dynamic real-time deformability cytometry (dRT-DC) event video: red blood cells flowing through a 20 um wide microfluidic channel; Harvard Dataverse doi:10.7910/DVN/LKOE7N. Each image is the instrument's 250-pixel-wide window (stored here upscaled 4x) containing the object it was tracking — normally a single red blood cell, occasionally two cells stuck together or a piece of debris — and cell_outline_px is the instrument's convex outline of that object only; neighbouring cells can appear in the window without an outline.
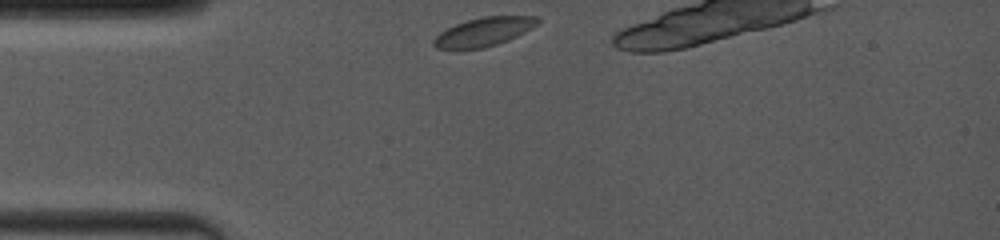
{"species": "common noctule bat (a hibernating species)", "species_latin": "Nyctalus noctula", "temperature_condition": "room temperature", "stored_images_in_passage": 7, "camera_frame_rate_fps": 4000, "um_per_image_px": 0.085, "animal": {"sex": "female", "body_mass_g": 19.0, "forearm_length_mm": 53.3}, "frame": {"image": 1, "passage_image": 1, "time_ms": 0.0, "image_size_px": [1000, 240], "cell_outline_px": [[540, 20], [536, 24], [524, 32], [508, 40], [484, 48], [456, 52], [436, 48], [432, 44], [432, 40], [440, 32], [456, 24], [468, 20], [484, 16], [540, 16]], "centroid_in_image_um": [41.04, 2.75], "position_along_channel_um": 44.0, "area_um2": 17.74}}
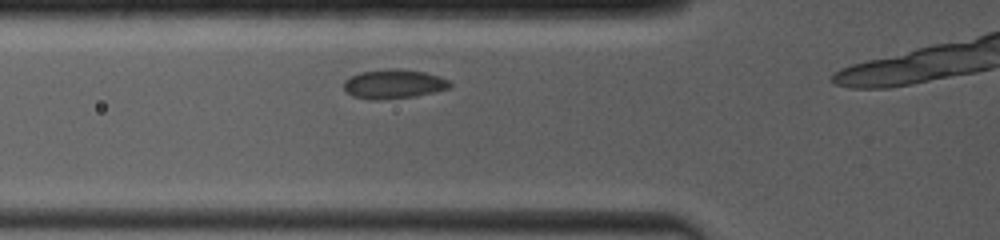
{"frame": {"image": 2, "passage_image": 5, "time_ms": 1.75, "image_size_px": [1000, 240], "cell_outline_px": [[452, 84], [448, 88], [432, 92], [412, 96], [380, 100], [368, 100], [352, 96], [344, 92], [344, 80], [360, 72], [384, 68], [396, 68], [424, 72], [448, 80]], "centroid_in_image_um": [33.38, 7.14], "position_along_channel_um": 92.4, "area_um2": 18.03}}